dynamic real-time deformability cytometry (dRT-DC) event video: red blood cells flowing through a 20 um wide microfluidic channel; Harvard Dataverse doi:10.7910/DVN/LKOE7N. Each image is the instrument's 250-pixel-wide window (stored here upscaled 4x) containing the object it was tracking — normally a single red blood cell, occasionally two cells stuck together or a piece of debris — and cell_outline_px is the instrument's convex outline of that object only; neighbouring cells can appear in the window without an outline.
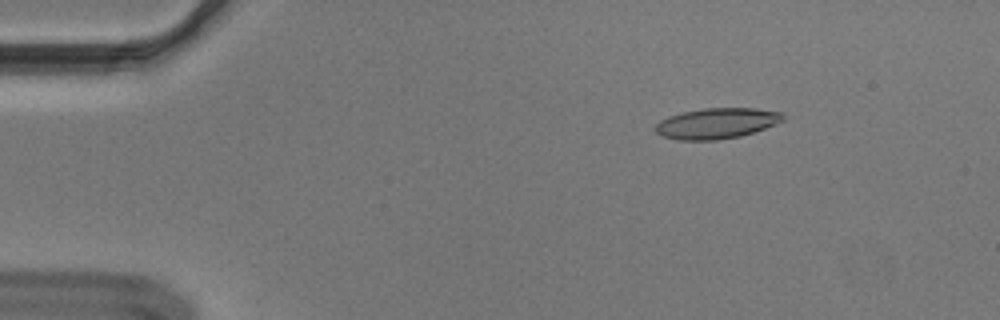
{"species": "Egyptian fruit bat (a non-hibernating species)", "species_latin": "Rousettus aegyptiacus", "temperature_condition": "cold", "stored_images_in_passage": 55, "camera_frame_rate_fps": 3000, "um_per_image_px": 0.085, "animal": {"sex": "male"}, "frame": {"image": 1, "passage_image": 8, "time_ms": 2.333, "image_size_px": [1000, 320], "cell_outline_px": [[784, 120], [776, 124], [740, 136], [716, 140], [676, 140], [660, 136], [652, 128], [660, 120], [668, 116], [684, 112], [704, 108], [756, 108], [784, 112]], "centroid_in_image_um": [60.89, 10.48], "position_along_channel_um": 24.1, "area_um2": 22.95}}
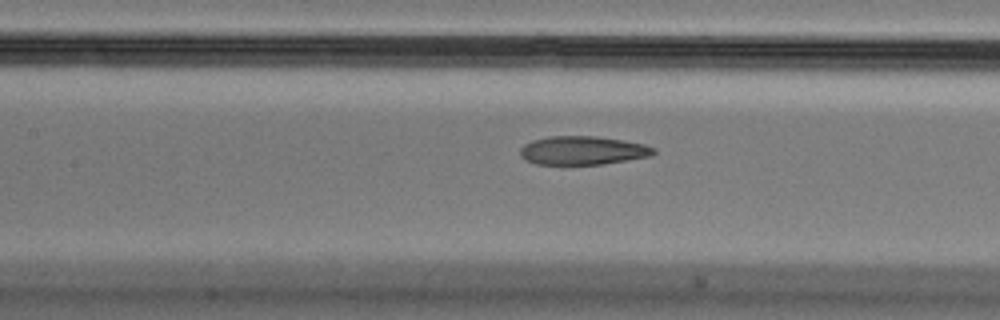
{"frame": {"image": 2, "passage_image": 25, "time_ms": 8.0, "image_size_px": [1000, 320], "cell_outline_px": [[656, 152], [652, 156], [600, 164], [536, 164], [524, 160], [520, 156], [520, 148], [524, 144], [532, 140], [548, 136], [596, 136], [624, 140], [644, 144], [656, 148]], "centroid_in_image_um": [49.52, 12.78], "position_along_channel_um": 157.9, "area_um2": 22.37}}
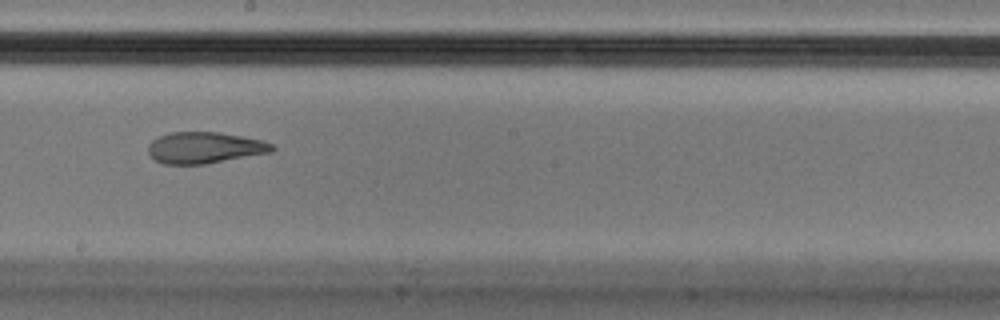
{"frame": {"image": 3, "passage_image": 31, "time_ms": 10.0, "image_size_px": [1000, 320], "cell_outline_px": [[276, 148], [272, 152], [208, 164], [164, 164], [156, 160], [148, 152], [148, 144], [152, 140], [168, 132], [216, 132], [244, 136], [260, 140], [272, 144]], "centroid_in_image_um": [17.4, 12.55], "position_along_channel_um": 230.8, "area_um2": 22.72}, "authors_computed_cell_mechanics": {"area_um2": 23.4668, "velocity_mm_per_s": 3.6591, "shape_relaxation_time_tau1_ms": null, "shape_relaxation_time_tau2_ms": 2.5197, "deformation_change_tau1": null, "deformation_change_tau2": 0.0944}}